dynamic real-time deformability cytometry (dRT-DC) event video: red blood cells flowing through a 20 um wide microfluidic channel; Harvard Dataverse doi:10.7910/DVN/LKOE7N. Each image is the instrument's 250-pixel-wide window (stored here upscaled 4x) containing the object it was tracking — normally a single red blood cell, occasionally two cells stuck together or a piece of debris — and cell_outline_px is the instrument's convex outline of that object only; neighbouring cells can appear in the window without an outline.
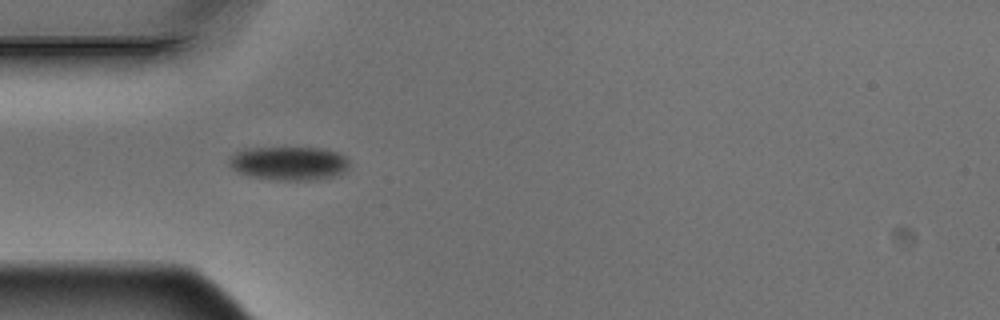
{"species": "Egyptian fruit bat (a non-hibernating species)", "species_latin": "Rousettus aegyptiacus", "temperature_condition": "warm", "stored_images_in_passage": 7, "camera_frame_rate_fps": 3000, "um_per_image_px": 0.085, "animal": {"sex": "male"}, "frame": {"image": 1, "passage_image": 5, "time_ms": 1.333, "image_size_px": [1000, 320], "cell_outline_px": [[348, 168], [344, 172], [332, 176], [312, 180], [276, 180], [252, 176], [240, 172], [232, 168], [228, 164], [228, 160], [236, 152], [244, 148], [324, 148], [336, 152], [344, 156], [348, 160]], "centroid_in_image_um": [24.56, 13.87], "position_along_channel_um": 60.4, "area_um2": 23.41}}
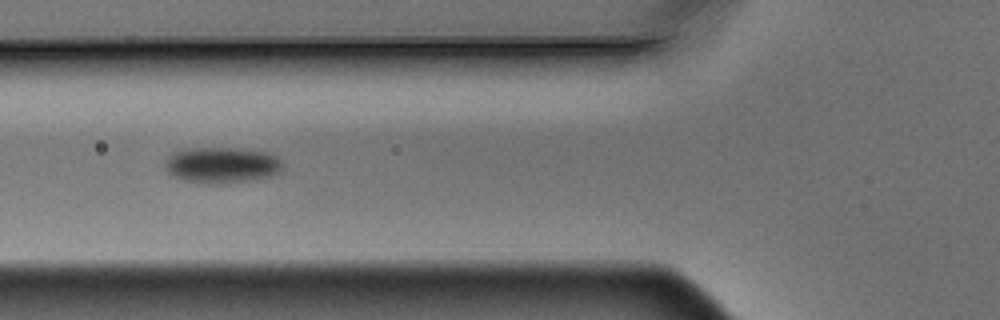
{"frame": {"image": 2, "passage_image": 6, "time_ms": 1.667, "image_size_px": [1000, 320], "cell_outline_px": [[284, 164], [280, 172], [272, 176], [256, 180], [224, 184], [200, 184], [184, 180], [172, 176], [164, 168], [164, 160], [172, 152], [188, 148], [240, 148], [272, 152]], "centroid_in_image_um": [18.87, 14.04], "position_along_channel_um": 106.9, "area_um2": 25.55}}
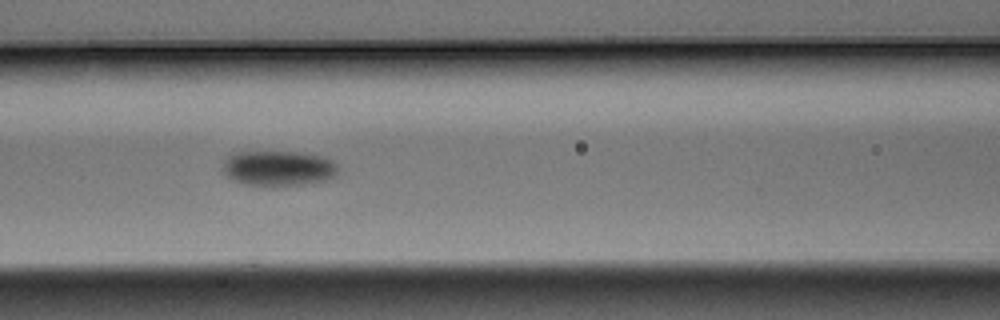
{"frame": {"image": 3, "passage_image": 7, "time_ms": 2.0, "image_size_px": [1000, 320], "cell_outline_px": [[336, 172], [332, 176], [324, 180], [304, 184], [272, 188], [244, 184], [232, 180], [224, 176], [220, 172], [220, 168], [224, 160], [232, 152], [304, 152], [320, 156], [332, 160], [336, 164]], "centroid_in_image_um": [23.54, 14.32], "position_along_channel_um": 143.1, "area_um2": 24.33}}